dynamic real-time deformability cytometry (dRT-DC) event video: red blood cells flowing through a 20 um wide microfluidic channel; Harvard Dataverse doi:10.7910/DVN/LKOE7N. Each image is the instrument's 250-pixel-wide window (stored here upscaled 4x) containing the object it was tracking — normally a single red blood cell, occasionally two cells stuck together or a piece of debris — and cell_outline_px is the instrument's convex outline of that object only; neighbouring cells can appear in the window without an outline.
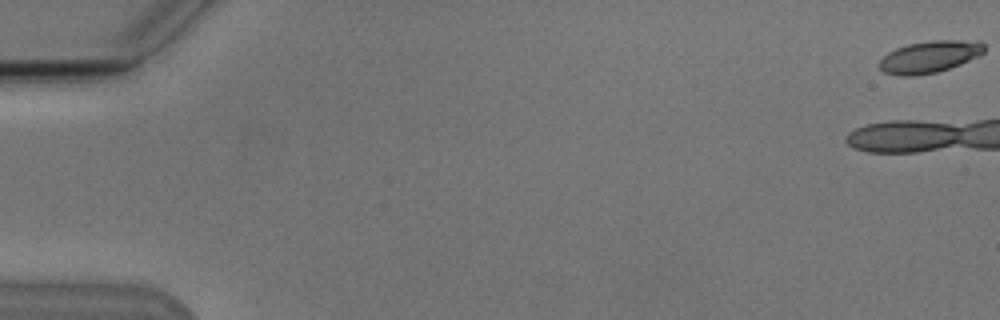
{"species": "Egyptian fruit bat (a non-hibernating species)", "species_latin": "Rousettus aegyptiacus", "temperature_condition": "cold", "stored_images_in_passage": 4, "camera_frame_rate_fps": 3000, "um_per_image_px": 0.085, "animal": {"sex": "male"}, "frame": {"image": 1, "passage_image": 1, "time_ms": 0.0, "image_size_px": [1000, 320], "cell_outline_px": [[984, 52], [980, 56], [960, 64], [936, 72], [916, 76], [900, 76], [884, 72], [876, 64], [888, 52], [896, 48], [908, 44], [932, 40], [960, 40], [984, 44]], "centroid_in_image_um": [78.96, 4.84], "position_along_channel_um": 6.0, "area_um2": 19.42}}